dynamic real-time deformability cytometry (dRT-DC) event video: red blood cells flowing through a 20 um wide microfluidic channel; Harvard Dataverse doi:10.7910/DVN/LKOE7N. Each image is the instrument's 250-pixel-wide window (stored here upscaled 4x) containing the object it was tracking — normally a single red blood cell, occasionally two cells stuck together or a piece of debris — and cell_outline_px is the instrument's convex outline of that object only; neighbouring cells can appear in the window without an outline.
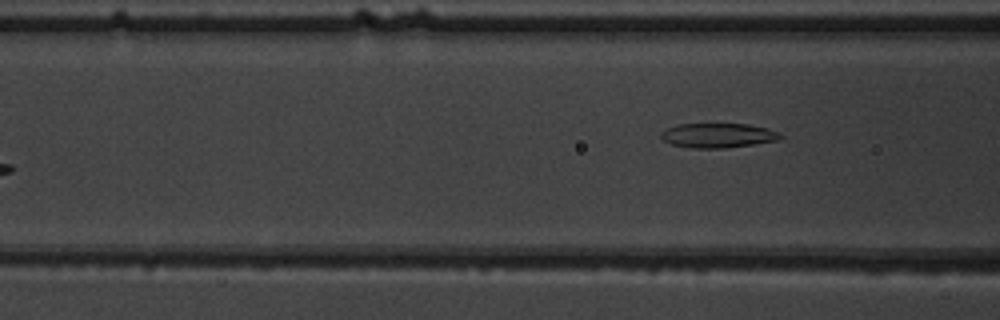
{"species": "common noctule bat (a hibernating species)", "species_latin": "Nyctalus noctula", "temperature_condition": "warm", "stored_images_in_passage": 6, "camera_frame_rate_fps": 3000, "um_per_image_px": 0.085, "animal": {"sex": "male", "body_mass_g": 19.5, "forearm_length_mm": 54.6}, "frame": {"image": 1, "passage_image": 6, "time_ms": 6.0, "image_size_px": [1000, 320], "cell_outline_px": [[784, 136], [776, 140], [756, 144], [724, 148], [692, 148], [672, 144], [664, 140], [660, 136], [660, 132], [676, 124], [748, 124], [768, 128], [780, 132]], "centroid_in_image_um": [61.05, 11.51], "position_along_channel_um": 105.6, "area_um2": 17.11}}